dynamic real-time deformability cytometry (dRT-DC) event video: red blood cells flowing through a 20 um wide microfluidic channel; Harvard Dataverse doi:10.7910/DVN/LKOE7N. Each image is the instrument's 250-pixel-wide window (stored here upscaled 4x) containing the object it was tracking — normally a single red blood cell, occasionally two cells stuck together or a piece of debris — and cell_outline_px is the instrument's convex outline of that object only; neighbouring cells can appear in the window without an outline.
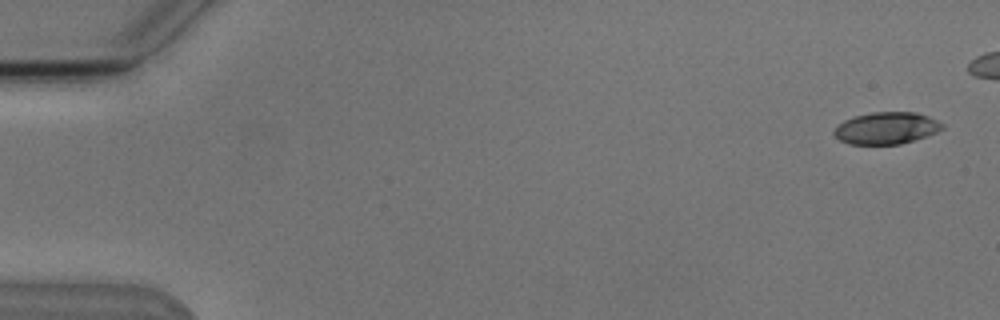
{"species": "Egyptian fruit bat (a non-hibernating species)", "species_latin": "Rousettus aegyptiacus", "temperature_condition": "cold", "stored_images_in_passage": 6, "camera_frame_rate_fps": 3000, "um_per_image_px": 0.085, "animal": {"sex": "male"}, "frame": {"image": 1, "passage_image": 1, "time_ms": 0.0, "image_size_px": [1000, 320], "cell_outline_px": [[944, 128], [936, 132], [900, 144], [848, 144], [840, 140], [832, 132], [844, 120], [856, 116], [872, 112], [916, 112], [928, 116], [944, 124]], "centroid_in_image_um": [75.34, 10.88], "position_along_channel_um": 9.7, "area_um2": 19.88}}